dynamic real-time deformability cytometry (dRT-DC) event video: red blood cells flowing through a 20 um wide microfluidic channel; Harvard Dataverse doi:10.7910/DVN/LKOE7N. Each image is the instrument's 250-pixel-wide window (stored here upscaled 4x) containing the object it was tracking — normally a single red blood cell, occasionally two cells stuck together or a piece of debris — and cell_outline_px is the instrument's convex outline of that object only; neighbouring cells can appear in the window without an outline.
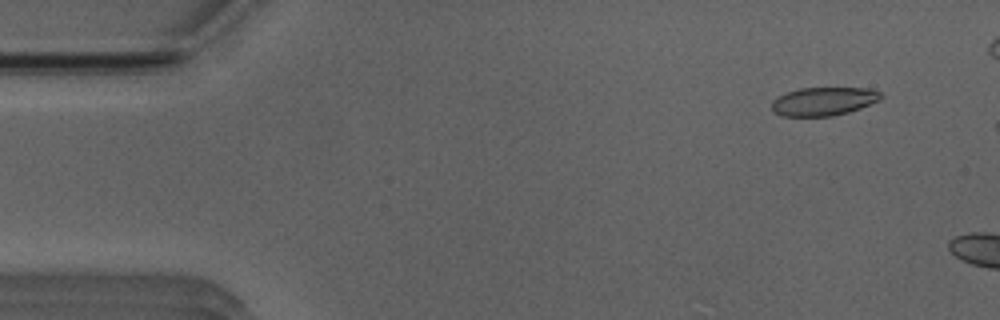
{"species": "Egyptian fruit bat (a non-hibernating species)", "species_latin": "Rousettus aegyptiacus", "temperature_condition": "room temperature", "stored_images_in_passage": 8, "camera_frame_rate_fps": 3000, "um_per_image_px": 0.085, "animal": {"sex": "male"}, "frame": {"image": 1, "passage_image": 3, "time_ms": 0.667, "image_size_px": [1000, 320], "cell_outline_px": [[880, 100], [860, 108], [848, 112], [832, 116], [780, 116], [772, 108], [772, 100], [788, 92], [800, 88], [868, 88], [880, 92]], "centroid_in_image_um": [70.0, 8.62], "position_along_channel_um": 15.0, "area_um2": 17.86}}